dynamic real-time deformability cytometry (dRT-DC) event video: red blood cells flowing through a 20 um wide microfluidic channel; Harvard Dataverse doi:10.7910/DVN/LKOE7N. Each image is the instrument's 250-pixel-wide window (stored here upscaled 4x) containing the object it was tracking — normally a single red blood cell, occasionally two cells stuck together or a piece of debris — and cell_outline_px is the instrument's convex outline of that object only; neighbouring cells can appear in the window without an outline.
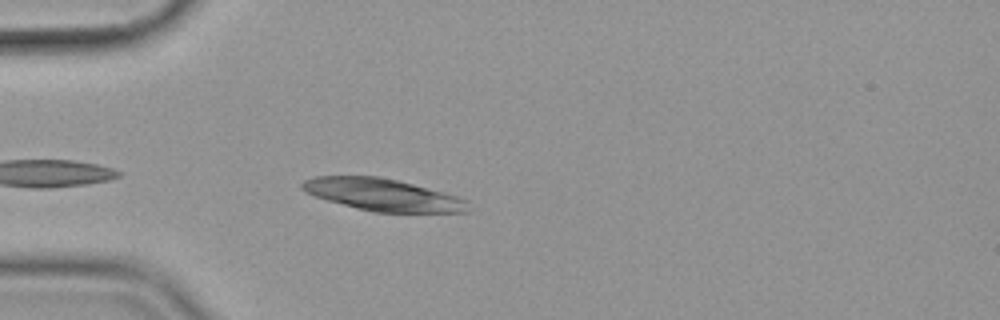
{"species": "common noctule bat (a hibernating species)", "species_latin": "Nyctalus noctula", "temperature_condition": "cold", "stored_images_in_passage": 16, "camera_frame_rate_fps": 3000, "um_per_image_px": 0.085, "animal": {"sex": "female", "body_mass_g": 19.9}, "frame": {"image": 1, "passage_image": 1, "time_ms": 0.0, "image_size_px": [1000, 320], "cell_outline_px": [[468, 212], [372, 212], [356, 208], [328, 200], [304, 192], [300, 188], [300, 184], [304, 180], [316, 176], [380, 176], [444, 192], [468, 200]], "centroid_in_image_um": [32.51, 16.55], "position_along_channel_um": 52.5, "area_um2": 30.92}}
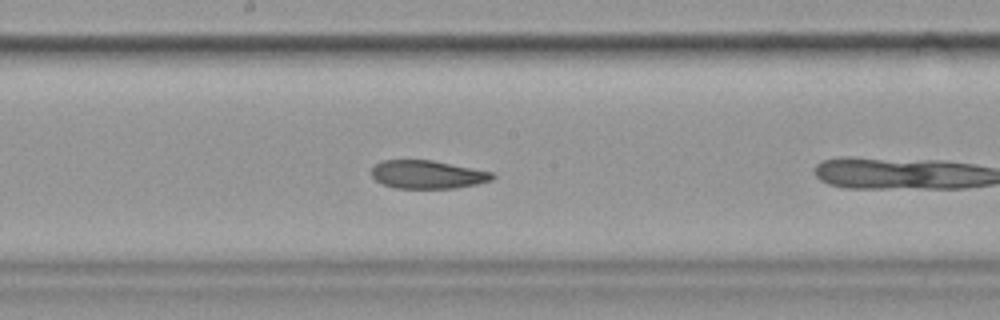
{"frame": {"image": 2, "passage_image": 12, "time_ms": 3.667, "image_size_px": [1000, 320], "cell_outline_px": [[496, 176], [492, 180], [476, 184], [456, 188], [396, 188], [384, 184], [376, 180], [372, 176], [372, 168], [376, 164], [384, 160], [432, 160], [492, 172]], "centroid_in_image_um": [36.35, 14.83], "position_along_channel_um": 211.8, "area_um2": 19.71}}